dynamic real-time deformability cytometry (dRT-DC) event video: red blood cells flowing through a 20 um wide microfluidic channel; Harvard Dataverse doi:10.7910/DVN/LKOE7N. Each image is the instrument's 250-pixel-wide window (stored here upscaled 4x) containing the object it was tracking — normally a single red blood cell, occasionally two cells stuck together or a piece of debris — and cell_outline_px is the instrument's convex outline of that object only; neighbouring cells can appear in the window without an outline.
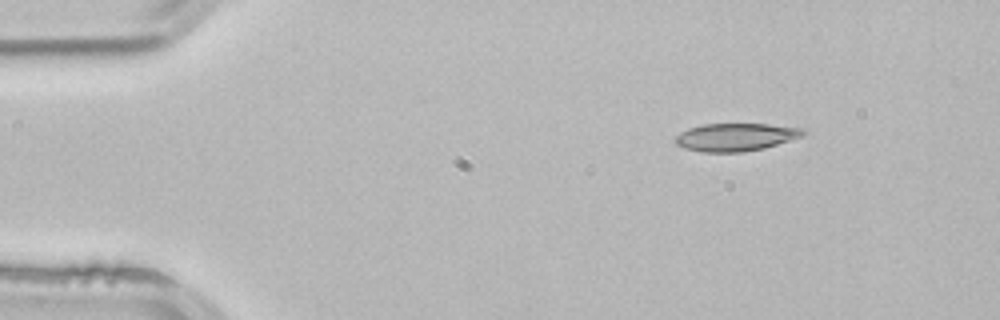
{"species": "common noctule bat (a hibernating species)", "species_latin": "Nyctalus noctula", "temperature_condition": "room temperature", "stored_images_in_passage": 4, "segment_of_instrument_passage": [2, 2], "camera_frame_rate_fps": 3000, "um_per_image_px": 0.085, "animal": {"sex": "male", "body_mass_g": 21.5, "forearm_length_mm": 52.0}, "frame": {"image": 1, "passage_image": 4, "time_ms": 1.0, "image_size_px": [1000, 320], "cell_outline_px": [[808, 132], [804, 136], [764, 148], [744, 152], [700, 152], [684, 148], [676, 144], [676, 136], [680, 132], [688, 128], [700, 124], [768, 124], [804, 128]], "centroid_in_image_um": [62.56, 11.65], "position_along_channel_um": 22.4, "area_um2": 20.92}}